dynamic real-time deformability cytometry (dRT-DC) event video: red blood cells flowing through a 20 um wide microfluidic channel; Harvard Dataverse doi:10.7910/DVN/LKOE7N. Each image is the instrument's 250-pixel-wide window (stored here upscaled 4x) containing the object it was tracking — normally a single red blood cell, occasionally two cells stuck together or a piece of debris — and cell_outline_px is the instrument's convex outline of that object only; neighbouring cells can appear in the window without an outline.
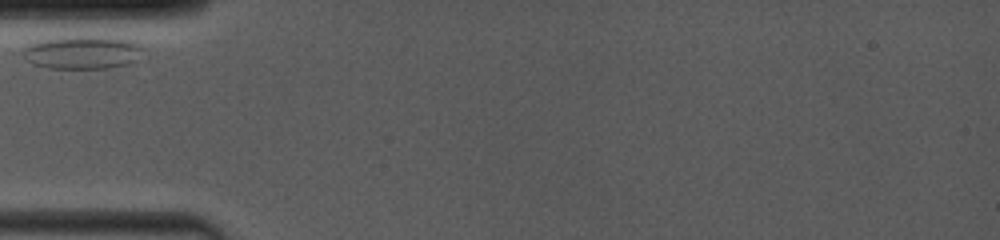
{"species": "common noctule bat (a hibernating species)", "species_latin": "Nyctalus noctula", "temperature_condition": "room temperature", "stored_images_in_passage": 33, "camera_frame_rate_fps": 4000, "um_per_image_px": 0.085, "animal": {"sex": "female", "body_mass_g": 19.0, "forearm_length_mm": 53.3}, "frame": {"image": 1, "passage_image": 1, "time_ms": 0.0, "image_size_px": [1000, 240], "cell_outline_px": [[144, 48], [140, 60], [128, 64], [108, 68], [48, 68], [32, 64], [24, 60], [20, 52], [28, 44], [36, 40], [64, 36], [108, 36], [132, 40], [144, 44]], "centroid_in_image_um": [7.03, 4.43], "position_along_channel_um": 78.0, "area_um2": 24.22}}
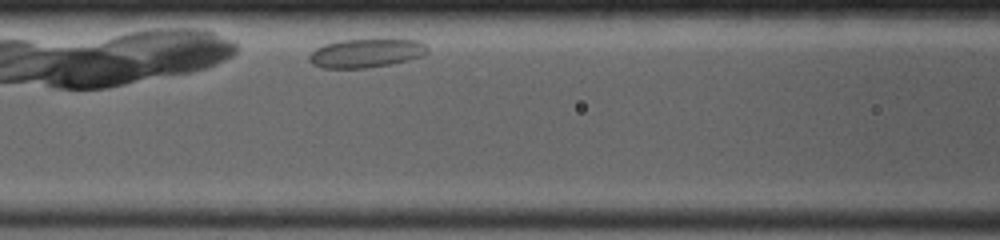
{"frame": {"image": 2, "passage_image": 7, "time_ms": 1.75, "image_size_px": [1000, 240], "cell_outline_px": [[428, 52], [424, 56], [408, 60], [368, 68], [324, 68], [312, 64], [308, 60], [308, 56], [316, 48], [324, 44], [340, 40], [416, 40], [424, 44], [428, 48]], "centroid_in_image_um": [31.1, 4.53], "position_along_channel_um": 135.5, "area_um2": 19.65}}
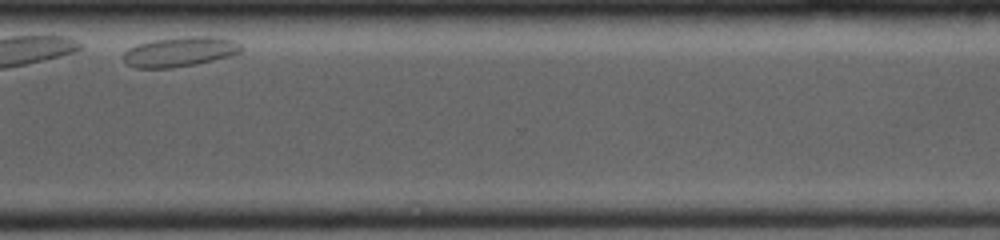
{"frame": {"image": 3, "passage_image": 30, "time_ms": 8.5, "image_size_px": [1000, 240], "cell_outline_px": [[244, 52], [232, 56], [196, 64], [172, 68], [136, 68], [128, 64], [120, 56], [128, 48], [136, 44], [152, 40], [184, 36], [220, 36], [236, 40], [244, 48]], "centroid_in_image_um": [15.35, 4.38], "position_along_channel_um": 355.2, "area_um2": 21.1}}